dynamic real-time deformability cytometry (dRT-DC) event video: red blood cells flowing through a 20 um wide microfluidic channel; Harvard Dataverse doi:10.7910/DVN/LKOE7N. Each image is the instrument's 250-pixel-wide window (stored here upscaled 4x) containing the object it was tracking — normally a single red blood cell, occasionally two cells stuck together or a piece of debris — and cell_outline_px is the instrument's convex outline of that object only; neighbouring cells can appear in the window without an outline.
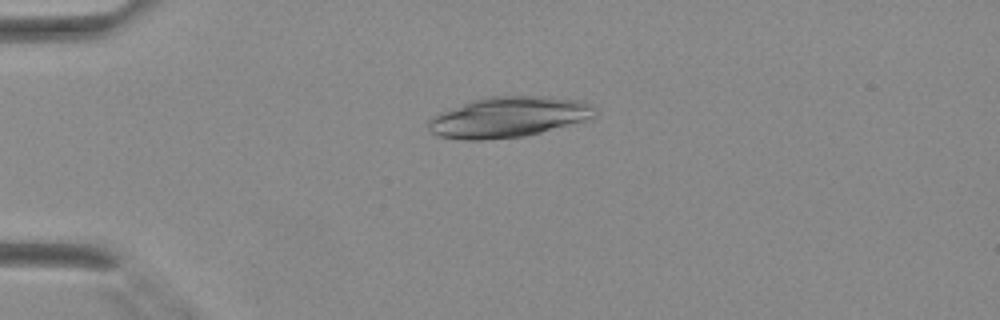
{"species": "Egyptian fruit bat (a non-hibernating species)", "species_latin": "Rousettus aegyptiacus", "temperature_condition": "warm", "stored_images_in_passage": 36, "camera_frame_rate_fps": 3000, "um_per_image_px": 0.085, "animal": {"sex": "female"}, "frame": {"image": 1, "passage_image": 5, "time_ms": 1.333, "image_size_px": [1000, 320], "cell_outline_px": [[596, 116], [584, 120], [540, 132], [524, 136], [480, 140], [464, 140], [436, 136], [428, 128], [428, 120], [432, 116], [472, 100], [488, 96], [548, 96], [584, 100], [596, 108]], "centroid_in_image_um": [43.22, 9.94], "position_along_channel_um": 41.8, "area_um2": 39.3}}
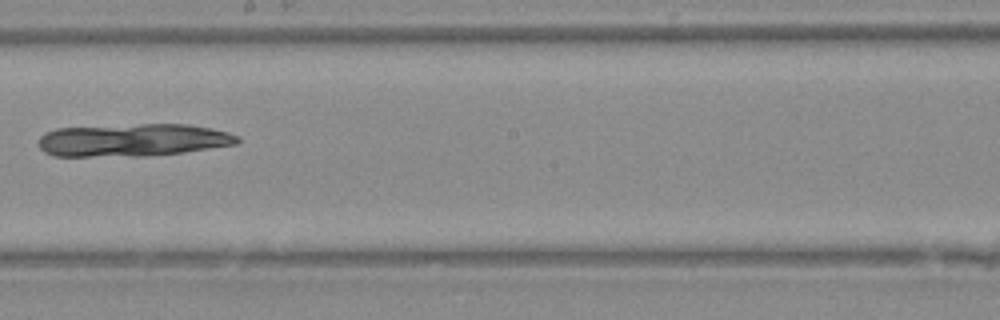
{"frame": {"image": 2, "passage_image": 19, "time_ms": 6.0, "image_size_px": [1000, 320], "cell_outline_px": [[240, 140], [236, 144], [184, 152], [144, 156], [52, 156], [44, 152], [40, 148], [40, 136], [56, 128], [140, 124], [188, 124], [212, 128], [228, 132], [240, 136]], "centroid_in_image_um": [11.32, 11.9], "position_along_channel_um": 236.9, "area_um2": 37.92}}
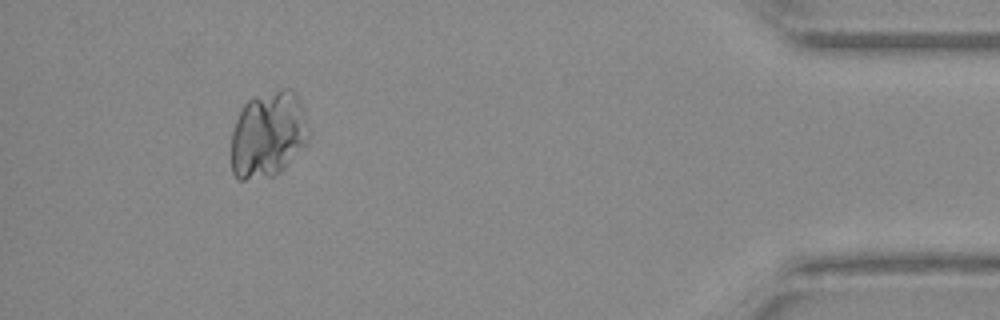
{"frame": {"image": 3, "passage_image": 33, "time_ms": 10.667, "image_size_px": [1000, 320], "cell_outline_px": [[308, 140], [284, 168], [280, 172], [272, 176], [244, 180], [240, 180], [232, 172], [232, 132], [236, 120], [244, 104], [248, 100], [256, 96], [280, 88], [292, 88], [296, 92], [300, 100], [304, 112], [308, 128]], "centroid_in_image_um": [22.79, 11.4], "position_along_channel_um": 412.4, "area_um2": 38.84}}